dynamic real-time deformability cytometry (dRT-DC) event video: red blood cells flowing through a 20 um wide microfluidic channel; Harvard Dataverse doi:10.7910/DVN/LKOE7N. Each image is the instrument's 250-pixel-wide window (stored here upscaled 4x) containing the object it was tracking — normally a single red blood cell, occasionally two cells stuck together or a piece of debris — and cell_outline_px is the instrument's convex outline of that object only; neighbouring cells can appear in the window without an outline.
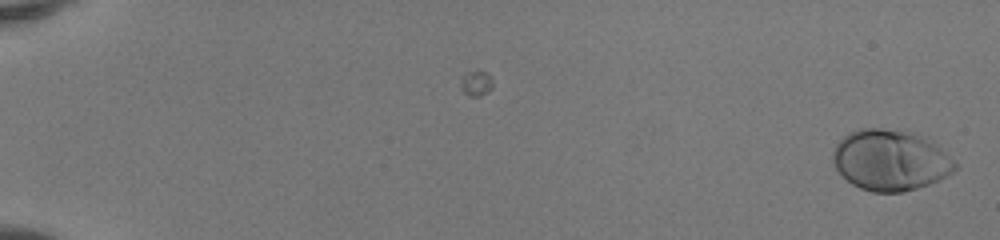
{"species": "human", "species_latin": "Homo sapiens", "temperature_condition": "room temperature", "stored_images_in_passage": 51, "camera_frame_rate_fps": 3000, "um_per_image_px": 0.085, "donor": {"sex": "female"}, "frame": {"image": 1, "passage_image": 1, "time_ms": 0.0, "image_size_px": [1000, 240], "cell_outline_px": [[956, 168], [952, 172], [928, 184], [904, 192], [872, 192], [860, 188], [852, 184], [836, 168], [832, 160], [832, 152], [836, 144], [848, 132], [860, 128], [880, 128], [912, 132], [924, 136], [940, 148], [956, 164]], "centroid_in_image_um": [75.64, 13.6], "position_along_channel_um": 9.4, "area_um2": 42.95}}
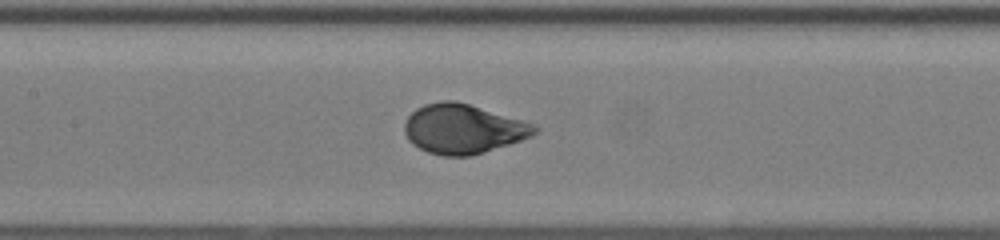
{"frame": {"image": 2, "passage_image": 27, "time_ms": 8.667, "image_size_px": [1000, 240], "cell_outline_px": [[540, 128], [532, 136], [472, 156], [444, 156], [428, 152], [412, 144], [408, 140], [404, 132], [404, 124], [408, 116], [416, 108], [424, 104], [444, 100], [452, 100], [468, 104], [524, 120], [536, 124]], "centroid_in_image_um": [39.36, 10.95], "position_along_channel_um": 168.0, "area_um2": 37.51}}
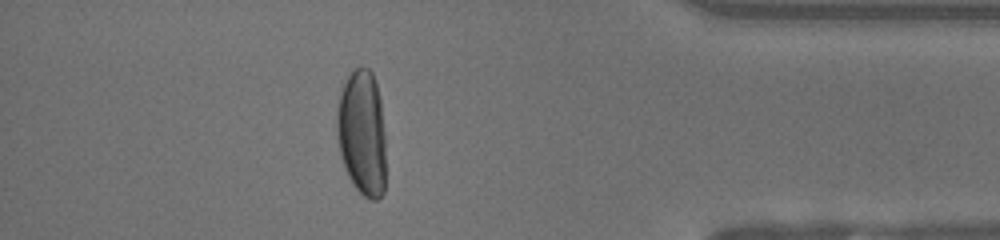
{"frame": {"image": 3, "passage_image": 46, "time_ms": 15.0, "image_size_px": [1000, 240], "cell_outline_px": [[384, 192], [376, 200], [372, 200], [364, 196], [352, 184], [344, 168], [340, 156], [336, 136], [336, 112], [340, 92], [348, 76], [356, 68], [368, 68], [372, 72], [376, 84], [380, 100], [384, 132]], "centroid_in_image_um": [30.74, 11.32], "position_along_channel_um": 404.5, "area_um2": 35.95}, "authors_computed_cell_mechanics": {"area_um2": 37.859, "velocity_mm_per_s": 4.1445, "shape_relaxation_time_tau1_ms": 3.2269, "shape_relaxation_time_tau2_ms": null, "deformation_change_tau1": 0.1978, "deformation_change_tau2": null}}